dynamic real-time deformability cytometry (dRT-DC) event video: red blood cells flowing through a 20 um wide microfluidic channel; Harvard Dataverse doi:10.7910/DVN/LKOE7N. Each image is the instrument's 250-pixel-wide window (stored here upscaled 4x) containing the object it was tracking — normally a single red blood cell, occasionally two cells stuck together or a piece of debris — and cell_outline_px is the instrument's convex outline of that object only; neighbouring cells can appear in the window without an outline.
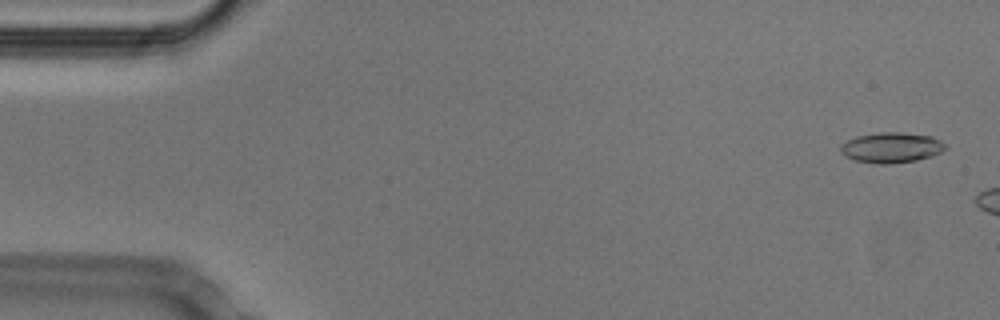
{"species": "Egyptian fruit bat (a non-hibernating species)", "species_latin": "Rousettus aegyptiacus", "temperature_condition": "cold", "stored_images_in_passage": 7, "camera_frame_rate_fps": 3000, "um_per_image_px": 0.085, "animal": {"sex": "male"}, "frame": {"image": 1, "passage_image": 2, "time_ms": 0.333, "image_size_px": [1000, 320], "cell_outline_px": [[948, 148], [932, 156], [916, 160], [888, 164], [880, 164], [856, 160], [840, 152], [840, 144], [856, 136], [880, 132], [900, 132], [932, 136], [940, 140]], "centroid_in_image_um": [75.78, 12.53], "position_along_channel_um": 9.2, "area_um2": 18.44}}